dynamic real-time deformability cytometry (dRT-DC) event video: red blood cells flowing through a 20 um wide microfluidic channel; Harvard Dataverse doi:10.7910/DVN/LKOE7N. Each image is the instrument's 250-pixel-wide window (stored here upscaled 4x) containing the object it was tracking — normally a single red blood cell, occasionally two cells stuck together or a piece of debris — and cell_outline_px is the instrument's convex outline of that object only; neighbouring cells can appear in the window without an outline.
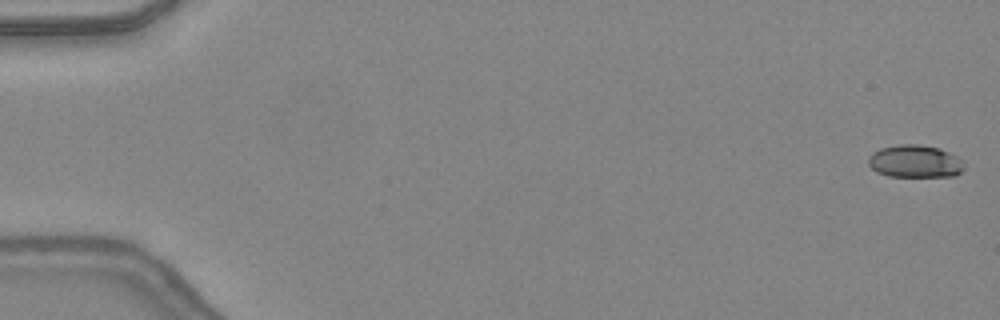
{"species": "common noctule bat (a hibernating species)", "species_latin": "Nyctalus noctula", "temperature_condition": "warm", "stored_images_in_passage": 48, "camera_frame_rate_fps": 3000, "um_per_image_px": 0.085, "animal": {"sex": "female", "body_mass_g": 24.6, "forearm_length_mm": 56.2}, "frame": {"image": 1, "passage_image": 1, "time_ms": 0.0, "image_size_px": [1000, 320], "cell_outline_px": [[964, 168], [956, 176], [888, 176], [876, 172], [868, 164], [868, 156], [872, 152], [880, 148], [900, 144], [916, 144], [940, 148], [956, 156], [960, 160]], "centroid_in_image_um": [77.73, 13.71], "position_along_channel_um": 7.3, "area_um2": 18.15}}
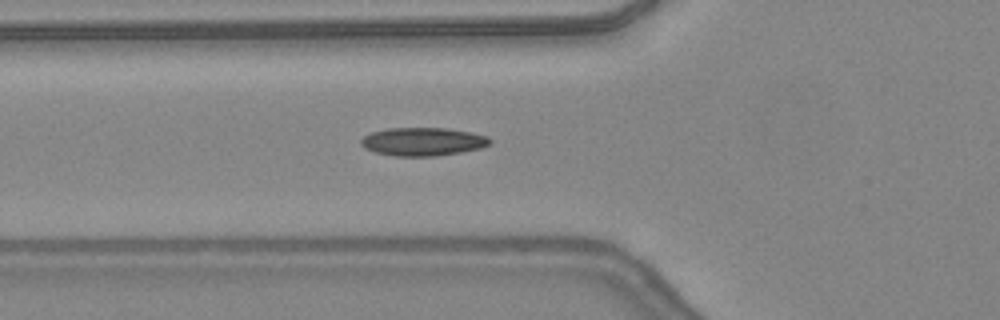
{"frame": {"image": 2, "passage_image": 18, "time_ms": 5.667, "image_size_px": [1000, 320], "cell_outline_px": [[492, 144], [480, 148], [460, 152], [436, 156], [396, 156], [376, 152], [364, 148], [360, 144], [360, 140], [364, 136], [372, 132], [388, 128], [448, 128], [472, 132], [488, 136], [492, 140]], "centroid_in_image_um": [35.97, 12.03], "position_along_channel_um": 89.8, "area_um2": 21.33}}
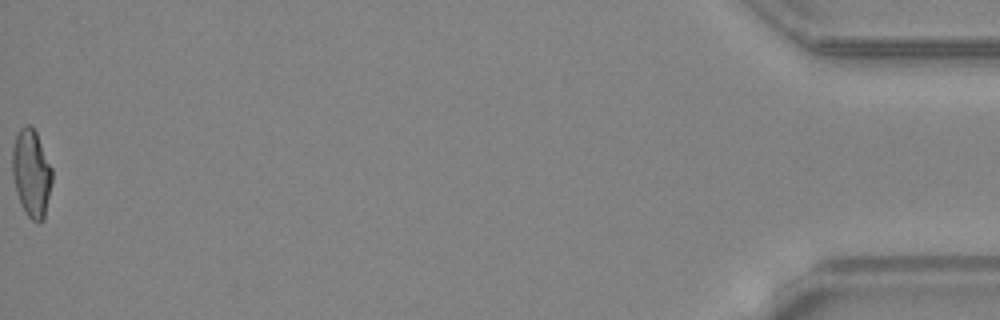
{"frame": {"image": 3, "passage_image": 48, "time_ms": 15.667, "image_size_px": [1000, 320], "cell_outline_px": [[52, 180], [44, 220], [40, 224], [32, 220], [28, 216], [20, 204], [16, 192], [12, 176], [12, 148], [16, 136], [20, 128], [28, 124], [36, 132], [52, 168]], "centroid_in_image_um": [2.66, 14.75], "position_along_channel_um": 432.5, "area_um2": 20.35}, "authors_computed_cell_mechanics": {"area_um2": 19.8254, "velocity_mm_per_s": 4.4307, "shape_relaxation_time_tau1_ms": null, "shape_relaxation_time_tau2_ms": 1.1756, "deformation_change_tau1": null, "deformation_change_tau2": 0.0848}}